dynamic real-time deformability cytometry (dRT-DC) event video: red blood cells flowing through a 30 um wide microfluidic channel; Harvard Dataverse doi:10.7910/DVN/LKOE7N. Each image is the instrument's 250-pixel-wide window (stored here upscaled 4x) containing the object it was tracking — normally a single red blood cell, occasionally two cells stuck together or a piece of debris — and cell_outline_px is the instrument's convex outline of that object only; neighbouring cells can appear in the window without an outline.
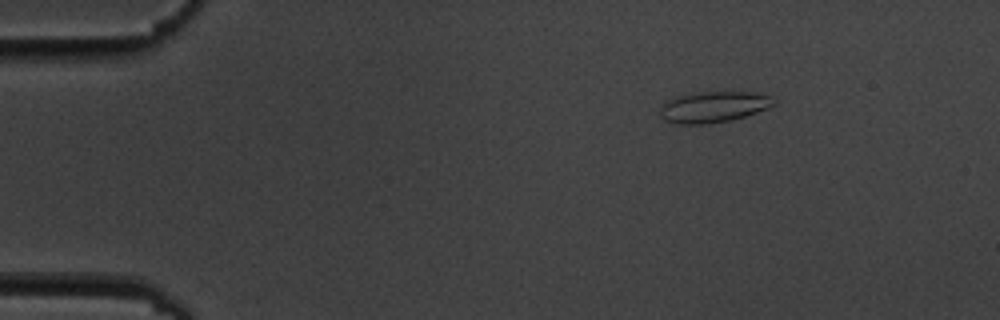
{"species": "common noctule bat (a hibernating species)", "species_latin": "Nyctalus noctula", "temperature_condition": "cold", "stored_images_in_passage": 9, "camera_frame_rate_fps": 3000, "um_per_image_px": 0.085, "animal": {"sex": "male", "body_mass_g": 19.5, "forearm_length_mm": 54.6}, "frame": {"image": 1, "passage_image": 2, "time_ms": 1.0, "image_size_px": [1000, 320], "cell_outline_px": [[776, 104], [768, 108], [732, 120], [704, 124], [676, 124], [664, 120], [660, 116], [660, 108], [668, 100], [676, 96], [696, 92], [752, 92], [768, 96], [776, 100]], "centroid_in_image_um": [60.63, 9.09], "position_along_channel_um": 24.4, "area_um2": 20.52}}
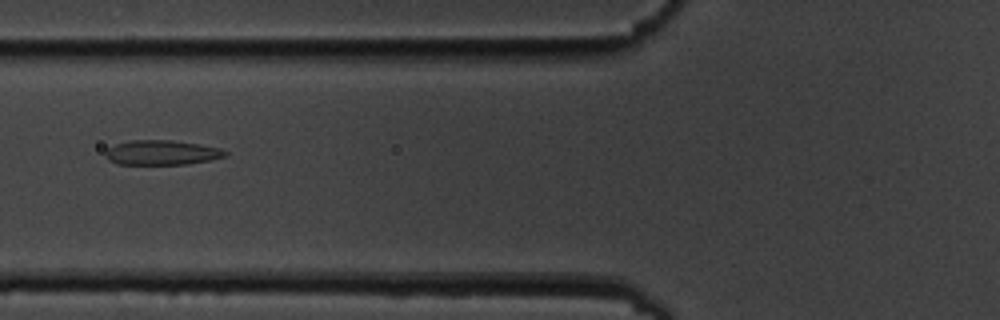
{"frame": {"image": 2, "passage_image": 6, "time_ms": 5.667, "image_size_px": [1000, 320], "cell_outline_px": [[228, 156], [188, 164], [116, 164], [108, 160], [104, 156], [104, 152], [108, 148], [116, 144], [132, 140], [172, 140], [200, 144], [220, 148], [228, 152]], "centroid_in_image_um": [13.74, 12.97], "position_along_channel_um": 112.1, "area_um2": 17.34}}
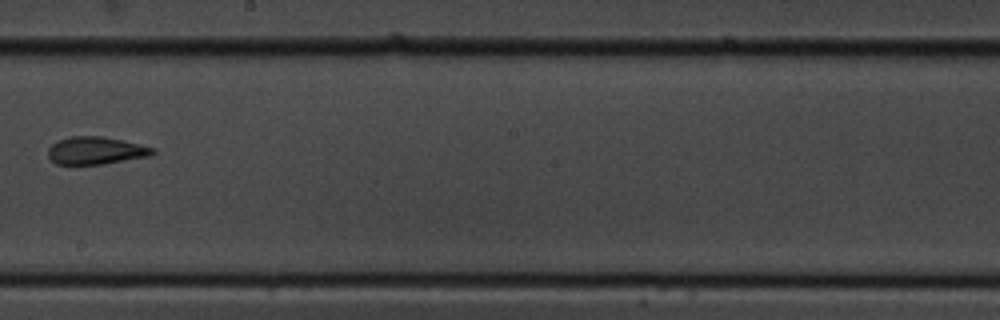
{"frame": {"image": 3, "passage_image": 9, "time_ms": 9.333, "image_size_px": [1000, 320], "cell_outline_px": [[156, 152], [148, 156], [100, 164], [56, 164], [48, 156], [48, 148], [52, 144], [60, 140], [72, 136], [100, 136], [120, 140], [156, 148]], "centroid_in_image_um": [8.13, 12.8], "position_along_channel_um": 240.1, "area_um2": 16.47}}